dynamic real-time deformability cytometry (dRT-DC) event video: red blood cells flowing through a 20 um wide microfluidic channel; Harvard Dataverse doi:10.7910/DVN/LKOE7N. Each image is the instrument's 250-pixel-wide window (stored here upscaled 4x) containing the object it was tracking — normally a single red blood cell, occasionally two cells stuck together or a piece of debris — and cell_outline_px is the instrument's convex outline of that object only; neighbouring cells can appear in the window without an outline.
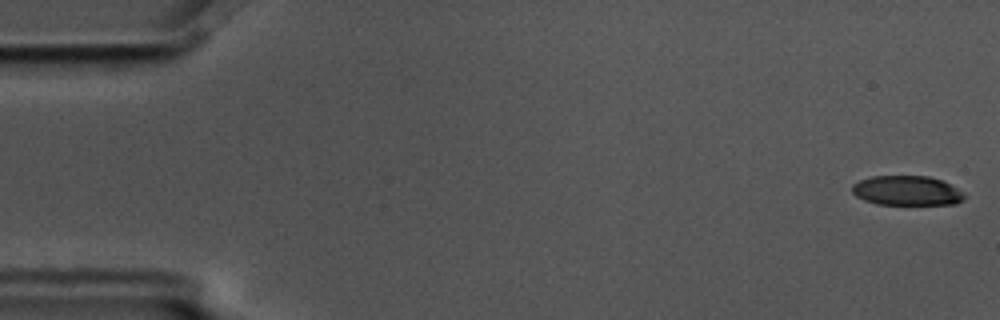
{"species": "common noctule bat (a hibernating species)", "species_latin": "Nyctalus noctula", "temperature_condition": "cold", "stored_images_in_passage": 10, "camera_frame_rate_fps": 3000, "um_per_image_px": 0.085, "animal": {"sex": "male", "body_mass_g": 17.5, "forearm_length_mm": 52.3}, "frame": {"image": 1, "passage_image": 1, "time_ms": 0.0, "image_size_px": [1000, 320], "cell_outline_px": [[964, 200], [956, 204], [876, 204], [864, 200], [856, 196], [852, 192], [852, 184], [860, 180], [872, 176], [928, 176], [940, 180], [956, 188], [964, 196]], "centroid_in_image_um": [77.04, 16.21], "position_along_channel_um": 8.0, "area_um2": 19.19}}
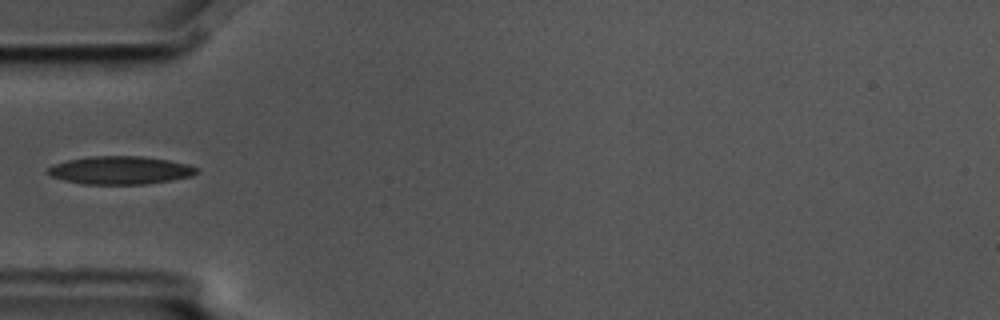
{"frame": {"image": 2, "passage_image": 5, "time_ms": 1.333, "image_size_px": [1000, 320], "cell_outline_px": [[200, 172], [192, 176], [144, 184], [84, 184], [64, 180], [52, 176], [44, 172], [52, 164], [68, 160], [92, 156], [140, 156], [168, 160], [188, 164], [200, 168]], "centroid_in_image_um": [10.22, 14.46], "position_along_channel_um": 74.8, "area_um2": 24.33}}
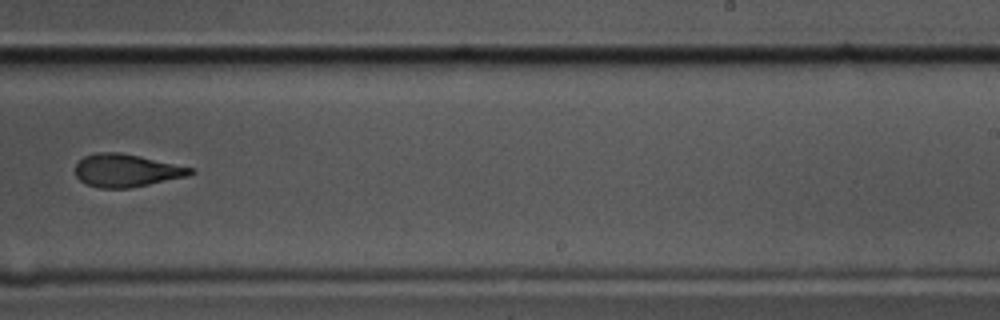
{"frame": {"image": 3, "passage_image": 10, "time_ms": 3.0, "image_size_px": [1000, 320], "cell_outline_px": [[196, 172], [188, 176], [132, 188], [100, 188], [88, 184], [80, 180], [76, 176], [76, 164], [84, 156], [96, 152], [120, 152], [140, 156], [196, 168]], "centroid_in_image_um": [10.79, 14.49], "position_along_channel_um": 278.2, "area_um2": 22.2}}